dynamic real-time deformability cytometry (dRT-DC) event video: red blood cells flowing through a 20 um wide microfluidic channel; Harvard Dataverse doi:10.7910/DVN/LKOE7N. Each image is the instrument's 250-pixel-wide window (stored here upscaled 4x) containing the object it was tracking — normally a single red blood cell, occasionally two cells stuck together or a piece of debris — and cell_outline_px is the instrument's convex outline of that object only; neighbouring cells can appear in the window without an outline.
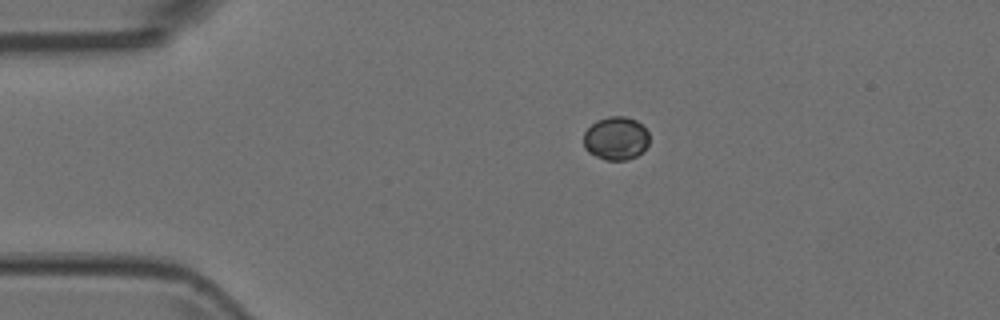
{"species": "Egyptian fruit bat (a non-hibernating species)", "species_latin": "Rousettus aegyptiacus", "temperature_condition": "room temperature", "stored_images_in_passage": 4, "camera_frame_rate_fps": 3000, "um_per_image_px": 0.085, "animal": {"sex": "female"}, "frame": {"image": 1, "passage_image": 1, "time_ms": 0.0, "image_size_px": [1000, 320], "cell_outline_px": [[648, 144], [644, 152], [628, 160], [604, 160], [588, 152], [584, 148], [584, 132], [596, 120], [608, 116], [624, 116], [636, 120], [648, 132]], "centroid_in_image_um": [52.35, 11.77], "position_along_channel_um": 32.6, "area_um2": 16.7}}
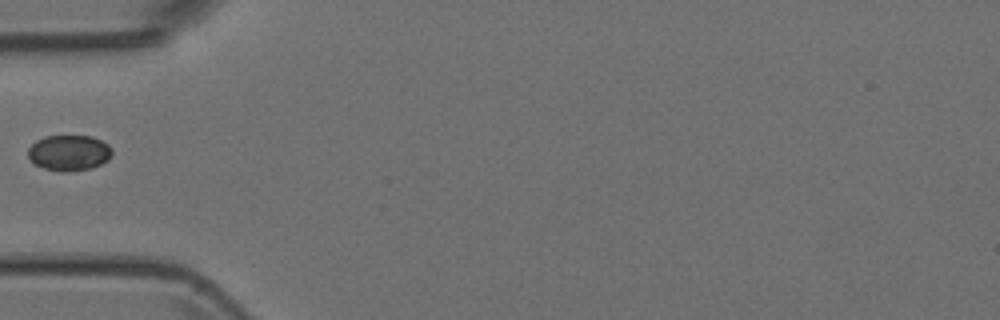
{"frame": {"image": 2, "passage_image": 3, "time_ms": 0.667, "image_size_px": [1000, 320], "cell_outline_px": [[112, 156], [108, 160], [92, 168], [68, 172], [60, 172], [44, 168], [36, 164], [28, 156], [28, 148], [36, 140], [44, 136], [92, 136], [108, 144], [112, 148]], "centroid_in_image_um": [5.89, 12.99], "position_along_channel_um": 79.1, "area_um2": 17.57}}
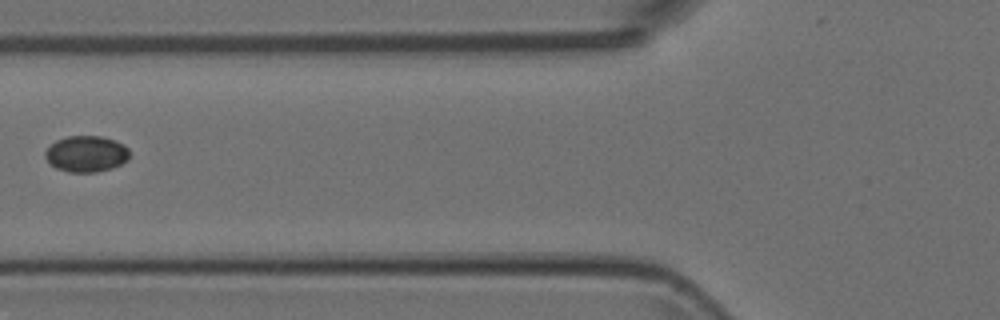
{"frame": {"image": 3, "passage_image": 4, "time_ms": 1.0, "image_size_px": [1000, 320], "cell_outline_px": [[128, 160], [112, 168], [96, 172], [68, 172], [56, 168], [44, 156], [44, 152], [56, 140], [68, 136], [100, 136], [116, 140], [124, 144], [128, 148]], "centroid_in_image_um": [7.34, 13.07], "position_along_channel_um": 118.5, "area_um2": 17.74}}